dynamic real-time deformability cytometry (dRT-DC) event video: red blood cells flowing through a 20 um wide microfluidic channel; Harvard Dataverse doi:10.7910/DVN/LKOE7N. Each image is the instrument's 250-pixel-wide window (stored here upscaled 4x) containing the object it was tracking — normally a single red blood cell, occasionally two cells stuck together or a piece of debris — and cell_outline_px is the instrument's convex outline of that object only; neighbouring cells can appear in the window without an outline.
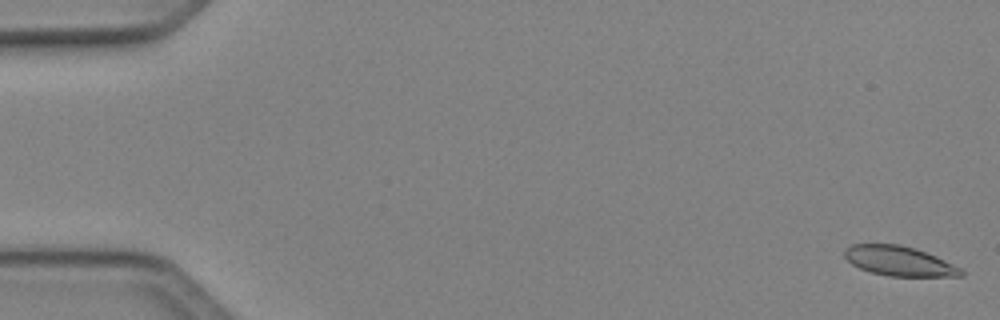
{"species": "Egyptian fruit bat (a non-hibernating species)", "species_latin": "Rousettus aegyptiacus", "temperature_condition": "cold", "stored_images_in_passage": 51, "camera_frame_rate_fps": 3000, "um_per_image_px": 0.085, "animal": {"sex": "female"}, "frame": {"image": 1, "passage_image": 1, "time_ms": 0.0, "image_size_px": [1000, 320], "cell_outline_px": [[964, 276], [888, 276], [872, 272], [860, 268], [852, 264], [844, 256], [844, 248], [852, 244], [900, 244], [916, 248], [936, 256], [960, 268], [964, 272]], "centroid_in_image_um": [76.41, 22.18], "position_along_channel_um": 8.6, "area_um2": 20.11}}
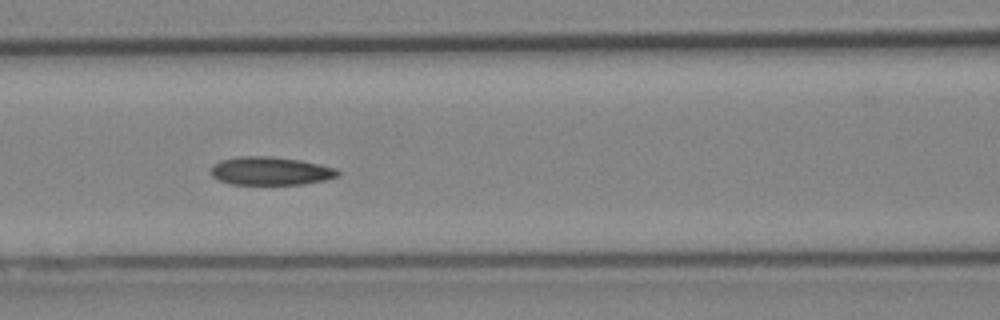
{"frame": {"image": 2, "passage_image": 22, "time_ms": 7.0, "image_size_px": [1000, 320], "cell_outline_px": [[340, 176], [324, 180], [304, 184], [232, 184], [220, 180], [212, 176], [208, 172], [212, 164], [220, 160], [240, 156], [268, 156], [300, 160], [336, 168], [340, 172]], "centroid_in_image_um": [22.96, 14.53], "position_along_channel_um": 143.6, "area_um2": 20.98}}
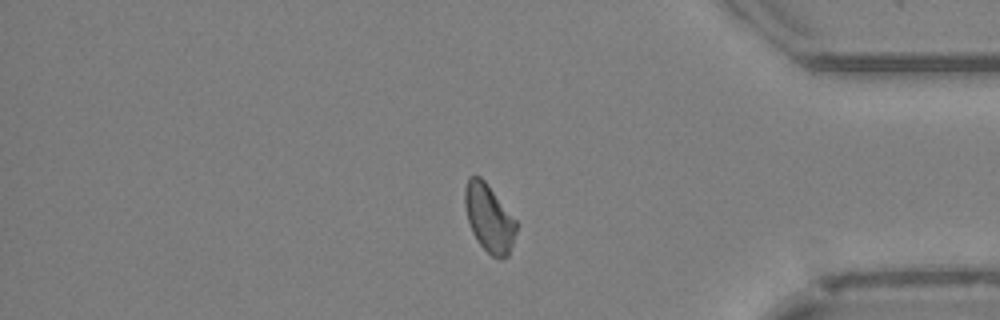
{"frame": {"image": 3, "passage_image": 42, "time_ms": 13.667, "image_size_px": [1000, 320], "cell_outline_px": [[516, 232], [508, 256], [500, 260], [492, 256], [476, 240], [472, 232], [468, 220], [464, 204], [464, 188], [468, 176], [480, 176], [484, 180], [516, 220]], "centroid_in_image_um": [41.55, 18.54], "position_along_channel_um": 393.7, "area_um2": 20.17}, "authors_computed_cell_mechanics": {"area_um2": 20.5768, "velocity_mm_per_s": 4.0938, "shape_relaxation_time_tau1_ms": null, "shape_relaxation_time_tau2_ms": 10.2467, "deformation_change_tau1": null, "deformation_change_tau2": 0.1596}}